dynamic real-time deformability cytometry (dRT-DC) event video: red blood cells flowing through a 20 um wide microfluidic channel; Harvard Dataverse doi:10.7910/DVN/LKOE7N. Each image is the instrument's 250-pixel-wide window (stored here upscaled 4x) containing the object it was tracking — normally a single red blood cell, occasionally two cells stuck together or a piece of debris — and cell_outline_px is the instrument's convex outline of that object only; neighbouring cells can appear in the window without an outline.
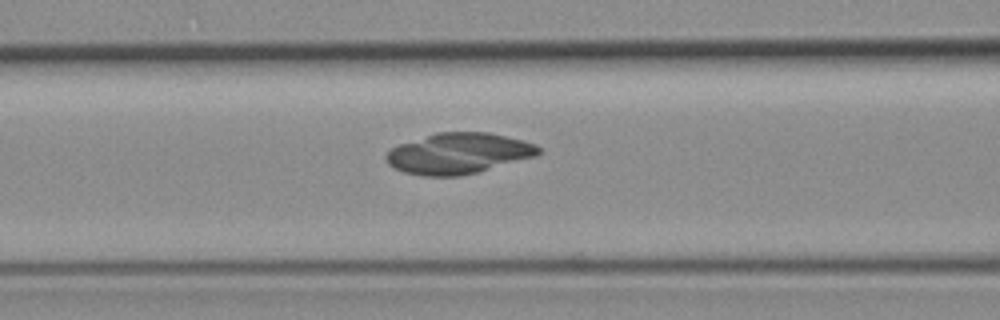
{"species": "common noctule bat (a hibernating species)", "species_latin": "Nyctalus noctula", "temperature_condition": "room temperature", "stored_images_in_passage": 31, "camera_frame_rate_fps": 3000, "um_per_image_px": 0.085, "animal": {"sex": "female", "body_mass_g": 19.3, "forearm_length_mm": 54.1}, "frame": {"image": 1, "passage_image": 5, "time_ms": 1.333, "image_size_px": [1000, 320], "cell_outline_px": [[540, 152], [472, 172], [412, 172], [400, 168], [392, 164], [388, 160], [388, 156], [396, 148], [432, 136], [448, 132], [476, 132], [516, 140], [540, 148]], "centroid_in_image_um": [39.01, 12.98], "position_along_channel_um": 127.6, "area_um2": 30.98}}
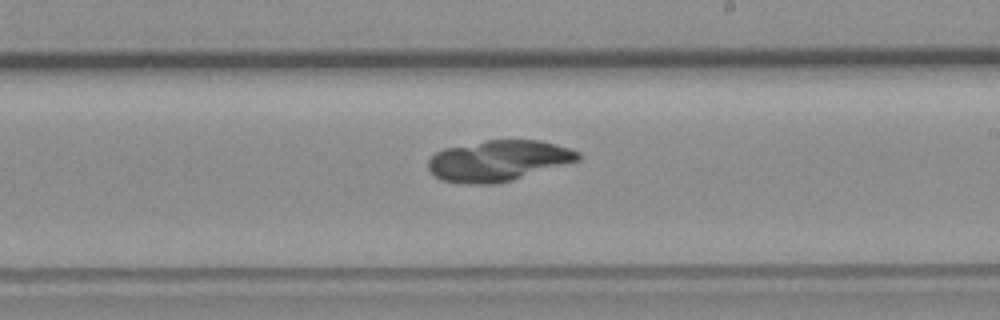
{"frame": {"image": 2, "passage_image": 14, "time_ms": 4.333, "image_size_px": [1000, 320], "cell_outline_px": [[576, 156], [572, 160], [504, 180], [448, 180], [432, 172], [432, 160], [440, 152], [452, 148], [500, 140], [528, 140], [548, 144], [576, 152]], "centroid_in_image_um": [42.34, 13.6], "position_along_channel_um": 246.7, "area_um2": 30.52}}
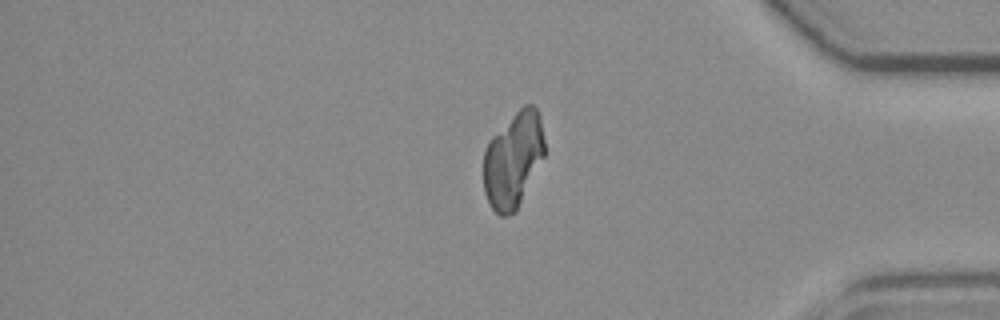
{"frame": {"image": 3, "passage_image": 27, "time_ms": 8.667, "image_size_px": [1000, 320], "cell_outline_px": [[544, 152], [516, 208], [512, 212], [496, 212], [492, 208], [488, 200], [484, 188], [484, 156], [488, 144], [524, 108], [532, 108], [536, 112], [544, 144]], "centroid_in_image_um": [43.58, 13.68], "position_along_channel_um": 391.6, "area_um2": 30.63}}